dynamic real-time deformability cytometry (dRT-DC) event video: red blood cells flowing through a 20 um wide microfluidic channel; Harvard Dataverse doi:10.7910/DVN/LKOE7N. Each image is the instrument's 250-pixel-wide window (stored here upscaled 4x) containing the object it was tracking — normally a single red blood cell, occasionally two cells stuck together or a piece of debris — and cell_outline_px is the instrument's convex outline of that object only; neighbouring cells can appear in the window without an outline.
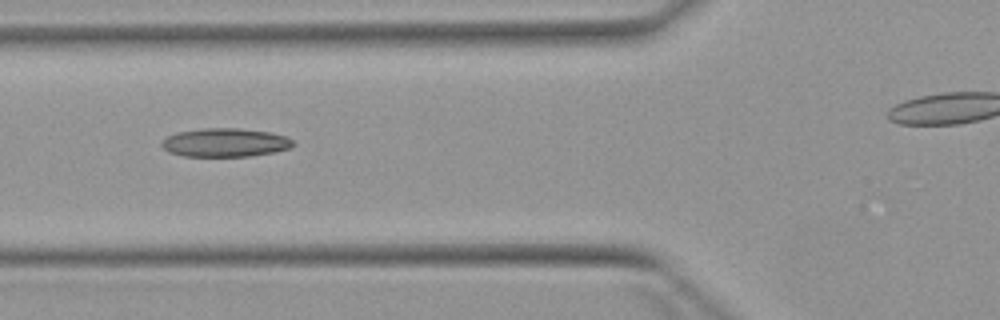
{"species": "Egyptian fruit bat (a non-hibernating species)", "species_latin": "Rousettus aegyptiacus", "temperature_condition": "warm", "stored_images_in_passage": 6, "camera_frame_rate_fps": 3000, "um_per_image_px": 0.085, "animal": {"sex": "female"}, "frame": {"image": 1, "passage_image": 5, "time_ms": 5.667, "image_size_px": [1000, 320], "cell_outline_px": [[296, 144], [292, 148], [276, 152], [252, 156], [184, 156], [168, 152], [160, 144], [160, 140], [176, 132], [204, 128], [240, 128], [272, 132], [288, 136]], "centroid_in_image_um": [19.18, 12.11], "position_along_channel_um": 106.6, "area_um2": 22.31}}